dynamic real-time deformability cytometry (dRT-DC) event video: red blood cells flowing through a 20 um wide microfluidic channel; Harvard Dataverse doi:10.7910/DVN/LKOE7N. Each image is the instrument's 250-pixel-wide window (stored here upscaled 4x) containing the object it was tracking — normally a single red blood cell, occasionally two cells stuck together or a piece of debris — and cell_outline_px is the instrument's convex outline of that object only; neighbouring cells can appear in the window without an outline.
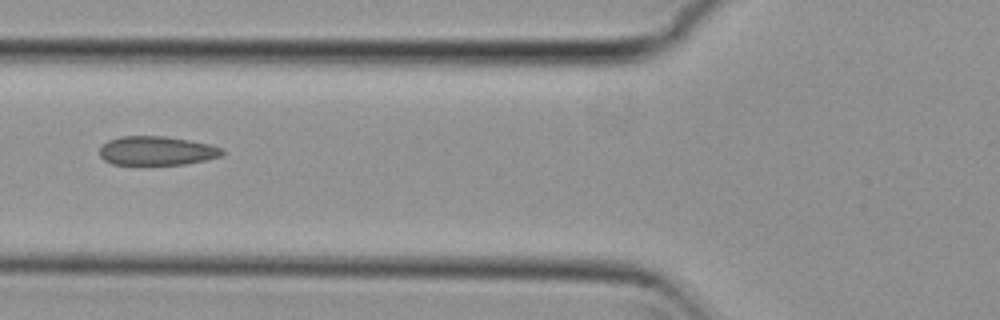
{"species": "common noctule bat (a hibernating species)", "species_latin": "Nyctalus noctula", "temperature_condition": "cold", "stored_images_in_passage": 5, "camera_frame_rate_fps": 3000, "um_per_image_px": 0.085, "animal": {"sex": "female", "body_mass_g": 29.2, "forearm_length_mm": 56.3}, "frame": {"image": 1, "passage_image": 5, "time_ms": 1.333, "image_size_px": [1000, 320], "cell_outline_px": [[224, 152], [220, 156], [204, 160], [184, 164], [112, 164], [104, 160], [100, 156], [100, 148], [108, 140], [120, 136], [164, 136], [188, 140], [208, 144], [224, 148]], "centroid_in_image_um": [13.31, 12.81], "position_along_channel_um": 112.5, "area_um2": 20.52}}